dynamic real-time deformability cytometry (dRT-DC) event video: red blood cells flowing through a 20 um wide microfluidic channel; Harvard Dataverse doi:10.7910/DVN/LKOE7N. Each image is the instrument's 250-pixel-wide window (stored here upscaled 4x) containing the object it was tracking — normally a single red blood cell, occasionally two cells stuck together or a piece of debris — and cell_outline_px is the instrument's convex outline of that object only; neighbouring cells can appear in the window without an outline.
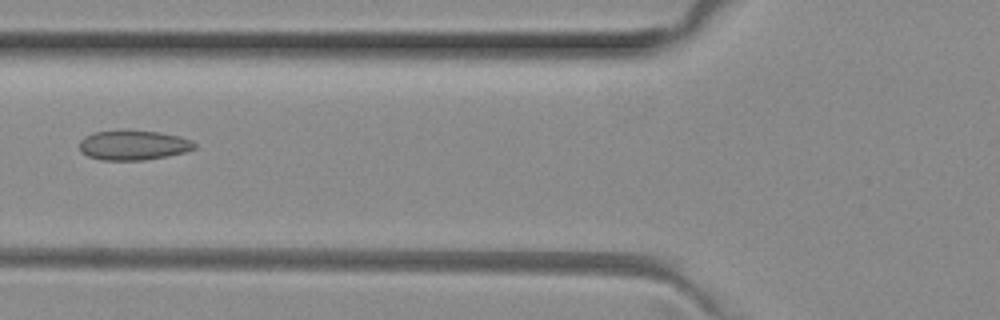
{"species": "common noctule bat (a hibernating species)", "species_latin": "Nyctalus noctula", "temperature_condition": "room temperature", "stored_images_in_passage": 6, "camera_frame_rate_fps": 3000, "um_per_image_px": 0.085, "animal": {"sex": "female", "body_mass_g": 29.2, "forearm_length_mm": 56.3}, "frame": {"image": 1, "passage_image": 6, "time_ms": 1.667, "image_size_px": [1000, 320], "cell_outline_px": [[196, 148], [184, 152], [144, 160], [100, 160], [88, 156], [80, 152], [80, 140], [84, 136], [96, 132], [124, 128], [160, 132], [180, 136], [192, 140], [196, 144]], "centroid_in_image_um": [11.31, 12.31], "position_along_channel_um": 114.5, "area_um2": 20.4}}